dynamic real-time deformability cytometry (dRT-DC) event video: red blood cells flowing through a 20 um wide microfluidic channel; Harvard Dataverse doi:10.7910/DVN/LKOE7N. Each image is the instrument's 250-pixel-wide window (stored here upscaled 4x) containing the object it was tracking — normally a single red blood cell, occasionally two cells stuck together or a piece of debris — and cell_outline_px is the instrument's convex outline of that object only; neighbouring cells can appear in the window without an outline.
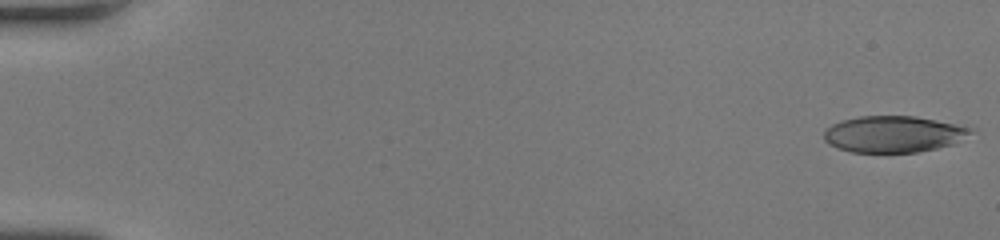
{"species": "human", "species_latin": "Homo sapiens", "temperature_condition": "room temperature", "stored_images_in_passage": 52, "camera_frame_rate_fps": 3000, "um_per_image_px": 0.085, "donor": {"sex": "female"}, "frame": {"image": 1, "passage_image": 1, "time_ms": 0.0, "image_size_px": [1000, 240], "cell_outline_px": [[976, 128], [972, 132], [952, 144], [936, 148], [916, 152], [852, 152], [836, 148], [828, 144], [824, 140], [824, 132], [832, 124], [840, 120], [860, 116], [916, 116]], "centroid_in_image_um": [75.92, 11.39], "position_along_channel_um": 9.1, "area_um2": 31.1}}
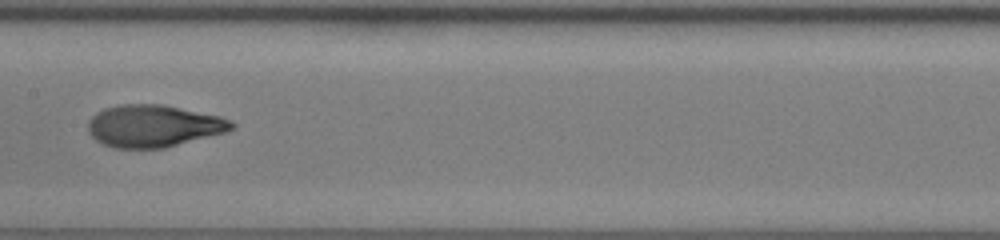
{"frame": {"image": 2, "passage_image": 29, "time_ms": 9.333, "image_size_px": [1000, 240], "cell_outline_px": [[236, 128], [224, 132], [164, 148], [116, 148], [104, 144], [96, 140], [88, 132], [88, 120], [96, 112], [104, 108], [120, 104], [160, 104], [220, 116], [232, 120], [236, 124]], "centroid_in_image_um": [13.04, 10.7], "position_along_channel_um": 194.4, "area_um2": 35.2}}
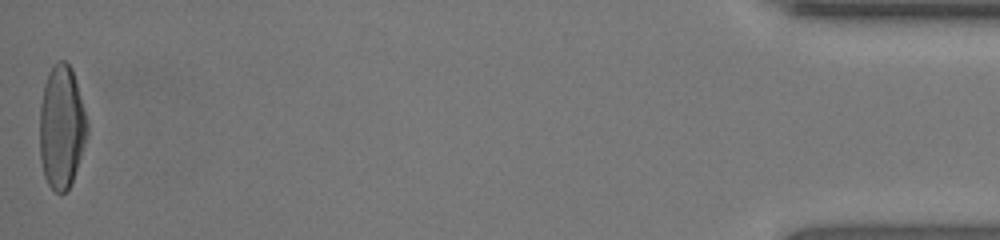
{"frame": {"image": 3, "passage_image": 52, "time_ms": 17.0, "image_size_px": [1000, 240], "cell_outline_px": [[88, 132], [72, 184], [64, 192], [56, 192], [48, 184], [44, 176], [40, 160], [40, 104], [44, 84], [48, 72], [52, 64], [56, 60], [64, 60], [72, 68], [88, 120]], "centroid_in_image_um": [5.23, 10.77], "position_along_channel_um": 430.0, "area_um2": 34.39}, "authors_computed_cell_mechanics": {"area_um2": 33.8997, "velocity_mm_per_s": 4.223, "shape_relaxation_time_tau1_ms": 6.4177, "shape_relaxation_time_tau2_ms": 1.0136, "deformation_change_tau1": 0.3071, "deformation_change_tau2": 0.061}}